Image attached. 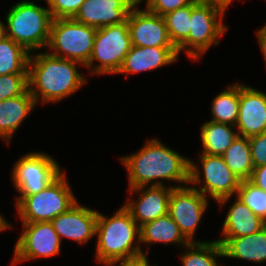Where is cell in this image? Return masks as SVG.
I'll list each match as a JSON object with an SVG mask.
<instances>
[{
    "mask_svg": "<svg viewBox=\"0 0 266 266\" xmlns=\"http://www.w3.org/2000/svg\"><path fill=\"white\" fill-rule=\"evenodd\" d=\"M225 258L261 264L266 261V226L252 235L229 238L223 245Z\"/></svg>",
    "mask_w": 266,
    "mask_h": 266,
    "instance_id": "21",
    "label": "cell"
},
{
    "mask_svg": "<svg viewBox=\"0 0 266 266\" xmlns=\"http://www.w3.org/2000/svg\"><path fill=\"white\" fill-rule=\"evenodd\" d=\"M184 248L187 251L181 255L182 266H222L216 257H224L223 249L216 240L192 242Z\"/></svg>",
    "mask_w": 266,
    "mask_h": 266,
    "instance_id": "27",
    "label": "cell"
},
{
    "mask_svg": "<svg viewBox=\"0 0 266 266\" xmlns=\"http://www.w3.org/2000/svg\"><path fill=\"white\" fill-rule=\"evenodd\" d=\"M96 31L97 28L73 18L53 19L46 48L55 57L77 61L86 66L93 51Z\"/></svg>",
    "mask_w": 266,
    "mask_h": 266,
    "instance_id": "7",
    "label": "cell"
},
{
    "mask_svg": "<svg viewBox=\"0 0 266 266\" xmlns=\"http://www.w3.org/2000/svg\"><path fill=\"white\" fill-rule=\"evenodd\" d=\"M249 181L266 192V165L254 167Z\"/></svg>",
    "mask_w": 266,
    "mask_h": 266,
    "instance_id": "34",
    "label": "cell"
},
{
    "mask_svg": "<svg viewBox=\"0 0 266 266\" xmlns=\"http://www.w3.org/2000/svg\"><path fill=\"white\" fill-rule=\"evenodd\" d=\"M191 14L192 4L178 8L163 16L170 40L176 48L188 38Z\"/></svg>",
    "mask_w": 266,
    "mask_h": 266,
    "instance_id": "28",
    "label": "cell"
},
{
    "mask_svg": "<svg viewBox=\"0 0 266 266\" xmlns=\"http://www.w3.org/2000/svg\"><path fill=\"white\" fill-rule=\"evenodd\" d=\"M98 211L77 202L69 210L54 218L50 223L62 238L72 239L80 244L87 243L96 234Z\"/></svg>",
    "mask_w": 266,
    "mask_h": 266,
    "instance_id": "16",
    "label": "cell"
},
{
    "mask_svg": "<svg viewBox=\"0 0 266 266\" xmlns=\"http://www.w3.org/2000/svg\"><path fill=\"white\" fill-rule=\"evenodd\" d=\"M257 38H258V44L259 48L261 49L263 53V57L265 59V64H266V24L257 30Z\"/></svg>",
    "mask_w": 266,
    "mask_h": 266,
    "instance_id": "36",
    "label": "cell"
},
{
    "mask_svg": "<svg viewBox=\"0 0 266 266\" xmlns=\"http://www.w3.org/2000/svg\"><path fill=\"white\" fill-rule=\"evenodd\" d=\"M32 54V55H31ZM77 61L55 57L50 53H30L28 89L36 104L60 102L87 83L79 73Z\"/></svg>",
    "mask_w": 266,
    "mask_h": 266,
    "instance_id": "2",
    "label": "cell"
},
{
    "mask_svg": "<svg viewBox=\"0 0 266 266\" xmlns=\"http://www.w3.org/2000/svg\"><path fill=\"white\" fill-rule=\"evenodd\" d=\"M200 1L214 3V4H217L219 6H222L223 8H225L227 10L230 3L234 0H200Z\"/></svg>",
    "mask_w": 266,
    "mask_h": 266,
    "instance_id": "37",
    "label": "cell"
},
{
    "mask_svg": "<svg viewBox=\"0 0 266 266\" xmlns=\"http://www.w3.org/2000/svg\"><path fill=\"white\" fill-rule=\"evenodd\" d=\"M222 157L240 181L250 179L254 166L248 138L238 135Z\"/></svg>",
    "mask_w": 266,
    "mask_h": 266,
    "instance_id": "24",
    "label": "cell"
},
{
    "mask_svg": "<svg viewBox=\"0 0 266 266\" xmlns=\"http://www.w3.org/2000/svg\"><path fill=\"white\" fill-rule=\"evenodd\" d=\"M23 231L14 245L11 266L60 253L61 240L50 222L22 223Z\"/></svg>",
    "mask_w": 266,
    "mask_h": 266,
    "instance_id": "11",
    "label": "cell"
},
{
    "mask_svg": "<svg viewBox=\"0 0 266 266\" xmlns=\"http://www.w3.org/2000/svg\"><path fill=\"white\" fill-rule=\"evenodd\" d=\"M4 24L5 23L0 21V41L3 40L5 37H7L6 26Z\"/></svg>",
    "mask_w": 266,
    "mask_h": 266,
    "instance_id": "39",
    "label": "cell"
},
{
    "mask_svg": "<svg viewBox=\"0 0 266 266\" xmlns=\"http://www.w3.org/2000/svg\"><path fill=\"white\" fill-rule=\"evenodd\" d=\"M166 187L162 185L126 189V192L131 194H140L138 200L135 201L128 198L123 205L140 227L149 221L168 214L170 194L173 188H178L179 186L171 185V187Z\"/></svg>",
    "mask_w": 266,
    "mask_h": 266,
    "instance_id": "14",
    "label": "cell"
},
{
    "mask_svg": "<svg viewBox=\"0 0 266 266\" xmlns=\"http://www.w3.org/2000/svg\"><path fill=\"white\" fill-rule=\"evenodd\" d=\"M168 243L182 245L184 248L190 242L184 237L179 226L167 214L149 221L140 227V244Z\"/></svg>",
    "mask_w": 266,
    "mask_h": 266,
    "instance_id": "22",
    "label": "cell"
},
{
    "mask_svg": "<svg viewBox=\"0 0 266 266\" xmlns=\"http://www.w3.org/2000/svg\"><path fill=\"white\" fill-rule=\"evenodd\" d=\"M235 126L208 121L201 127V153L222 156L238 136Z\"/></svg>",
    "mask_w": 266,
    "mask_h": 266,
    "instance_id": "23",
    "label": "cell"
},
{
    "mask_svg": "<svg viewBox=\"0 0 266 266\" xmlns=\"http://www.w3.org/2000/svg\"><path fill=\"white\" fill-rule=\"evenodd\" d=\"M6 34L14 42L23 46L29 53L46 49L52 23L49 9L22 0L11 7L6 14Z\"/></svg>",
    "mask_w": 266,
    "mask_h": 266,
    "instance_id": "4",
    "label": "cell"
},
{
    "mask_svg": "<svg viewBox=\"0 0 266 266\" xmlns=\"http://www.w3.org/2000/svg\"><path fill=\"white\" fill-rule=\"evenodd\" d=\"M249 139L251 159L254 167L266 165V132Z\"/></svg>",
    "mask_w": 266,
    "mask_h": 266,
    "instance_id": "33",
    "label": "cell"
},
{
    "mask_svg": "<svg viewBox=\"0 0 266 266\" xmlns=\"http://www.w3.org/2000/svg\"><path fill=\"white\" fill-rule=\"evenodd\" d=\"M179 57L176 47H137L132 46L127 53L119 74H136L168 66Z\"/></svg>",
    "mask_w": 266,
    "mask_h": 266,
    "instance_id": "18",
    "label": "cell"
},
{
    "mask_svg": "<svg viewBox=\"0 0 266 266\" xmlns=\"http://www.w3.org/2000/svg\"><path fill=\"white\" fill-rule=\"evenodd\" d=\"M208 203V198L191 185L172 189L168 215L179 226L180 231L190 243L202 242L196 241L194 236Z\"/></svg>",
    "mask_w": 266,
    "mask_h": 266,
    "instance_id": "12",
    "label": "cell"
},
{
    "mask_svg": "<svg viewBox=\"0 0 266 266\" xmlns=\"http://www.w3.org/2000/svg\"><path fill=\"white\" fill-rule=\"evenodd\" d=\"M235 127L240 136L250 138L266 132V93L240 84L239 112Z\"/></svg>",
    "mask_w": 266,
    "mask_h": 266,
    "instance_id": "15",
    "label": "cell"
},
{
    "mask_svg": "<svg viewBox=\"0 0 266 266\" xmlns=\"http://www.w3.org/2000/svg\"><path fill=\"white\" fill-rule=\"evenodd\" d=\"M36 105L29 89L22 95L0 101V138L10 144L13 133Z\"/></svg>",
    "mask_w": 266,
    "mask_h": 266,
    "instance_id": "20",
    "label": "cell"
},
{
    "mask_svg": "<svg viewBox=\"0 0 266 266\" xmlns=\"http://www.w3.org/2000/svg\"><path fill=\"white\" fill-rule=\"evenodd\" d=\"M266 226L260 217L256 216L251 209L236 198L229 207L222 226L221 239L216 241L222 246L229 238L252 235Z\"/></svg>",
    "mask_w": 266,
    "mask_h": 266,
    "instance_id": "19",
    "label": "cell"
},
{
    "mask_svg": "<svg viewBox=\"0 0 266 266\" xmlns=\"http://www.w3.org/2000/svg\"><path fill=\"white\" fill-rule=\"evenodd\" d=\"M148 261L147 256H142L133 260L111 262L106 264V266H151Z\"/></svg>",
    "mask_w": 266,
    "mask_h": 266,
    "instance_id": "35",
    "label": "cell"
},
{
    "mask_svg": "<svg viewBox=\"0 0 266 266\" xmlns=\"http://www.w3.org/2000/svg\"><path fill=\"white\" fill-rule=\"evenodd\" d=\"M132 8L126 0H85L73 19L95 28L118 25L127 21Z\"/></svg>",
    "mask_w": 266,
    "mask_h": 266,
    "instance_id": "17",
    "label": "cell"
},
{
    "mask_svg": "<svg viewBox=\"0 0 266 266\" xmlns=\"http://www.w3.org/2000/svg\"><path fill=\"white\" fill-rule=\"evenodd\" d=\"M62 173L58 162L43 152L21 156L12 169V181L20 195L41 192Z\"/></svg>",
    "mask_w": 266,
    "mask_h": 266,
    "instance_id": "10",
    "label": "cell"
},
{
    "mask_svg": "<svg viewBox=\"0 0 266 266\" xmlns=\"http://www.w3.org/2000/svg\"><path fill=\"white\" fill-rule=\"evenodd\" d=\"M132 48L127 21L97 28L93 51L86 68L91 74H118L127 53ZM99 64L95 65L94 62ZM92 67V68H91Z\"/></svg>",
    "mask_w": 266,
    "mask_h": 266,
    "instance_id": "9",
    "label": "cell"
},
{
    "mask_svg": "<svg viewBox=\"0 0 266 266\" xmlns=\"http://www.w3.org/2000/svg\"><path fill=\"white\" fill-rule=\"evenodd\" d=\"M30 53L9 37L0 41V76L28 74Z\"/></svg>",
    "mask_w": 266,
    "mask_h": 266,
    "instance_id": "26",
    "label": "cell"
},
{
    "mask_svg": "<svg viewBox=\"0 0 266 266\" xmlns=\"http://www.w3.org/2000/svg\"><path fill=\"white\" fill-rule=\"evenodd\" d=\"M225 12V8L214 3L194 2L188 38L177 48L178 54L184 50L195 61L213 44L218 45L219 37L228 29L223 23Z\"/></svg>",
    "mask_w": 266,
    "mask_h": 266,
    "instance_id": "6",
    "label": "cell"
},
{
    "mask_svg": "<svg viewBox=\"0 0 266 266\" xmlns=\"http://www.w3.org/2000/svg\"><path fill=\"white\" fill-rule=\"evenodd\" d=\"M28 89V74L0 76V101L22 95Z\"/></svg>",
    "mask_w": 266,
    "mask_h": 266,
    "instance_id": "30",
    "label": "cell"
},
{
    "mask_svg": "<svg viewBox=\"0 0 266 266\" xmlns=\"http://www.w3.org/2000/svg\"><path fill=\"white\" fill-rule=\"evenodd\" d=\"M13 226L10 225L9 222H7L3 216L0 214V233L2 231H6V229H10L12 228Z\"/></svg>",
    "mask_w": 266,
    "mask_h": 266,
    "instance_id": "38",
    "label": "cell"
},
{
    "mask_svg": "<svg viewBox=\"0 0 266 266\" xmlns=\"http://www.w3.org/2000/svg\"><path fill=\"white\" fill-rule=\"evenodd\" d=\"M240 100V83L227 86L212 101V119L216 123L236 125Z\"/></svg>",
    "mask_w": 266,
    "mask_h": 266,
    "instance_id": "25",
    "label": "cell"
},
{
    "mask_svg": "<svg viewBox=\"0 0 266 266\" xmlns=\"http://www.w3.org/2000/svg\"><path fill=\"white\" fill-rule=\"evenodd\" d=\"M85 0H48L49 11L53 19L73 18Z\"/></svg>",
    "mask_w": 266,
    "mask_h": 266,
    "instance_id": "31",
    "label": "cell"
},
{
    "mask_svg": "<svg viewBox=\"0 0 266 266\" xmlns=\"http://www.w3.org/2000/svg\"><path fill=\"white\" fill-rule=\"evenodd\" d=\"M236 198L247 205L251 211L266 222V192L249 180H241Z\"/></svg>",
    "mask_w": 266,
    "mask_h": 266,
    "instance_id": "29",
    "label": "cell"
},
{
    "mask_svg": "<svg viewBox=\"0 0 266 266\" xmlns=\"http://www.w3.org/2000/svg\"><path fill=\"white\" fill-rule=\"evenodd\" d=\"M197 0H146V9L154 14L164 16L178 8L193 4Z\"/></svg>",
    "mask_w": 266,
    "mask_h": 266,
    "instance_id": "32",
    "label": "cell"
},
{
    "mask_svg": "<svg viewBox=\"0 0 266 266\" xmlns=\"http://www.w3.org/2000/svg\"><path fill=\"white\" fill-rule=\"evenodd\" d=\"M120 161L127 170V189L162 186L163 179L179 182V187H182L181 183L185 186L189 184V158L168 148L156 138L147 140L137 153L121 156Z\"/></svg>",
    "mask_w": 266,
    "mask_h": 266,
    "instance_id": "1",
    "label": "cell"
},
{
    "mask_svg": "<svg viewBox=\"0 0 266 266\" xmlns=\"http://www.w3.org/2000/svg\"><path fill=\"white\" fill-rule=\"evenodd\" d=\"M132 46L175 47L170 40L163 16L146 8L133 7L127 17Z\"/></svg>",
    "mask_w": 266,
    "mask_h": 266,
    "instance_id": "13",
    "label": "cell"
},
{
    "mask_svg": "<svg viewBox=\"0 0 266 266\" xmlns=\"http://www.w3.org/2000/svg\"><path fill=\"white\" fill-rule=\"evenodd\" d=\"M16 199L22 223L51 222L78 202L65 173H61L41 192L20 195Z\"/></svg>",
    "mask_w": 266,
    "mask_h": 266,
    "instance_id": "5",
    "label": "cell"
},
{
    "mask_svg": "<svg viewBox=\"0 0 266 266\" xmlns=\"http://www.w3.org/2000/svg\"><path fill=\"white\" fill-rule=\"evenodd\" d=\"M202 168L189 159V183L202 185L195 188L205 197L213 198L218 205H225L236 194L240 180L234 175L225 163L222 156L201 153ZM201 172L204 177L201 180Z\"/></svg>",
    "mask_w": 266,
    "mask_h": 266,
    "instance_id": "8",
    "label": "cell"
},
{
    "mask_svg": "<svg viewBox=\"0 0 266 266\" xmlns=\"http://www.w3.org/2000/svg\"><path fill=\"white\" fill-rule=\"evenodd\" d=\"M95 236L96 261L99 263L106 265L115 261L148 257L149 252L145 253L139 244L140 226L124 206L111 217L98 212Z\"/></svg>",
    "mask_w": 266,
    "mask_h": 266,
    "instance_id": "3",
    "label": "cell"
},
{
    "mask_svg": "<svg viewBox=\"0 0 266 266\" xmlns=\"http://www.w3.org/2000/svg\"><path fill=\"white\" fill-rule=\"evenodd\" d=\"M132 7H138L143 0H126Z\"/></svg>",
    "mask_w": 266,
    "mask_h": 266,
    "instance_id": "40",
    "label": "cell"
}]
</instances>
